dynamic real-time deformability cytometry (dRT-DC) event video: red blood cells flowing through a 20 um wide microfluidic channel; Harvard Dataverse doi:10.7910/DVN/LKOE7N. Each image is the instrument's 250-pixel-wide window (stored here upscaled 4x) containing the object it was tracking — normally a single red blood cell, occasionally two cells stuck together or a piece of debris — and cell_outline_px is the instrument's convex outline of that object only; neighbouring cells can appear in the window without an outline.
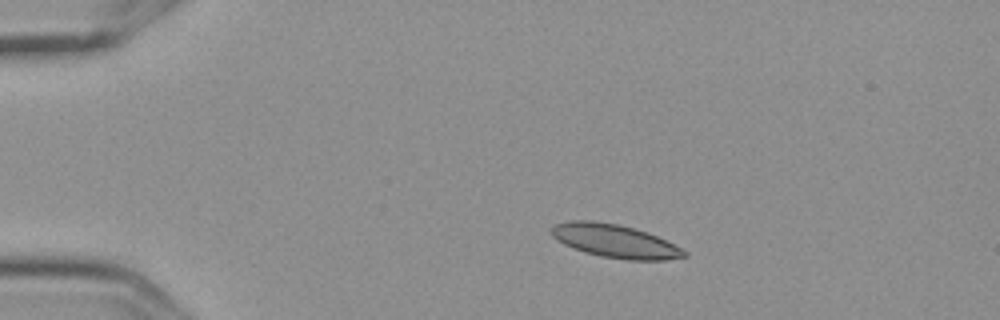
{"species": "Egyptian fruit bat (a non-hibernating species)", "species_latin": "Rousettus aegyptiacus", "temperature_condition": "cold", "stored_images_in_passage": 14, "camera_frame_rate_fps": 3000, "um_per_image_px": 0.085, "frame": {"image": 1, "passage_image": 2, "time_ms": 0.333, "image_size_px": [1000, 320], "cell_outline_px": [[688, 256], [664, 260], [628, 260], [600, 256], [584, 252], [572, 248], [556, 240], [548, 232], [548, 228], [556, 224], [568, 220], [592, 220], [616, 224], [636, 228], [648, 232], [688, 252]], "centroid_in_image_um": [52.2, 20.48], "position_along_channel_um": 32.8, "area_um2": 25.95}}
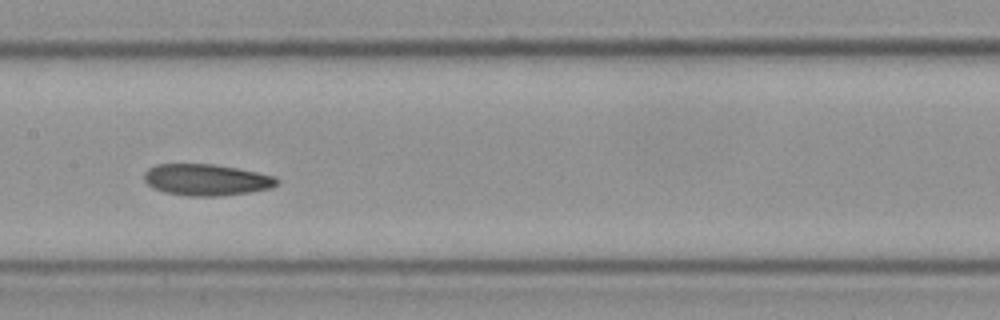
{"frame": {"image": 2, "passage_image": 7, "time_ms": 2.0, "image_size_px": [1000, 320], "cell_outline_px": [[280, 180], [272, 188], [248, 192], [220, 196], [188, 196], [164, 192], [152, 188], [144, 180], [144, 172], [148, 168], [156, 164], [212, 164], [236, 168], [276, 176]], "centroid_in_image_um": [17.52, 15.28], "position_along_channel_um": 189.9, "area_um2": 24.39}}
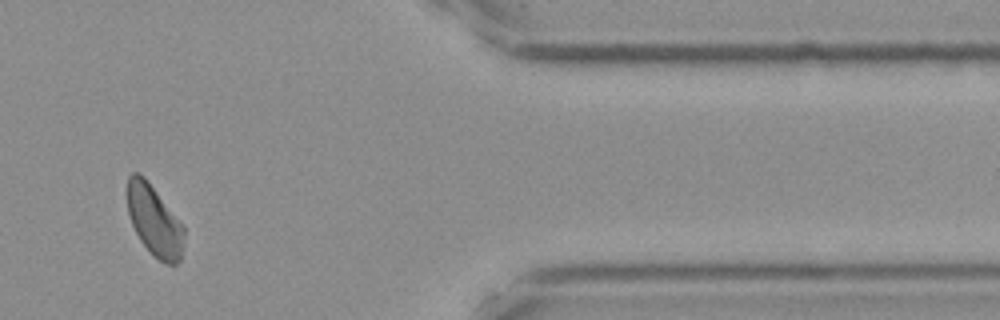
{"frame": {"image": 3, "passage_image": 12, "time_ms": 3.667, "image_size_px": [1000, 320], "cell_outline_px": [[184, 236], [180, 260], [176, 264], [164, 264], [140, 240], [132, 224], [128, 212], [124, 192], [128, 176], [132, 172], [136, 172], [144, 176], [184, 228]], "centroid_in_image_um": [13.05, 18.7], "position_along_channel_um": 398.3, "area_um2": 23.12}}